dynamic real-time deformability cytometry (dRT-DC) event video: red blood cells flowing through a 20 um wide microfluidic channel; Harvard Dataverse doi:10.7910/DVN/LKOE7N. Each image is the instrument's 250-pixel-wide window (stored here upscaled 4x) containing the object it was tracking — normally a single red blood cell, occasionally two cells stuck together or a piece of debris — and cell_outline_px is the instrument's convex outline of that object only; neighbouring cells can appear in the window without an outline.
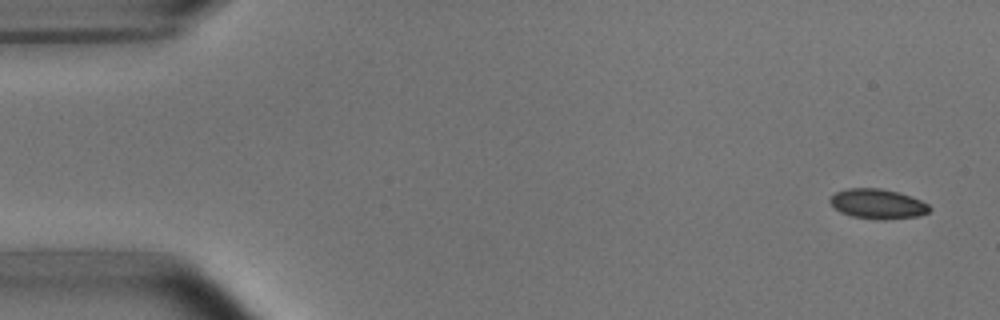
{"species": "common noctule bat (a hibernating species)", "species_latin": "Nyctalus noctula", "temperature_condition": "room temperature", "stored_images_in_passage": 5, "camera_frame_rate_fps": 3000, "um_per_image_px": 0.085, "animal": {"sex": "male", "body_mass_g": 15.6}, "frame": {"image": 1, "passage_image": 1, "time_ms": 0.0, "image_size_px": [1000, 320], "cell_outline_px": [[932, 208], [928, 212], [920, 216], [884, 220], [880, 220], [852, 216], [840, 212], [828, 200], [836, 192], [848, 188], [880, 188], [896, 192], [920, 200], [928, 204]], "centroid_in_image_um": [74.61, 17.34], "position_along_channel_um": 10.4, "area_um2": 17.17}}
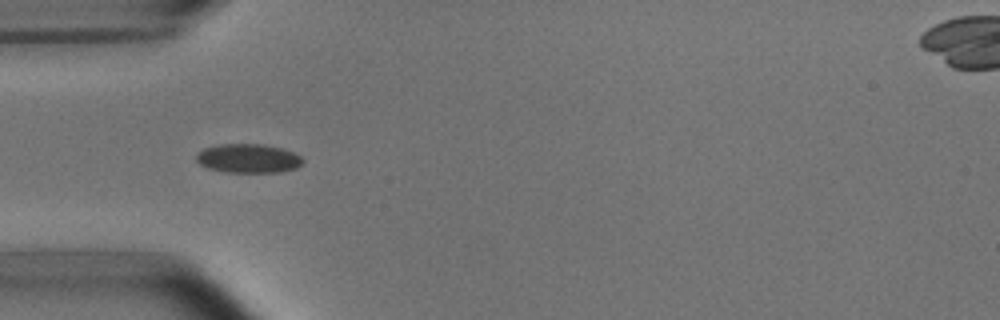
{"frame": {"image": 2, "passage_image": 5, "time_ms": 4.667, "image_size_px": [1000, 320], "cell_outline_px": [[304, 164], [296, 168], [280, 172], [224, 172], [208, 168], [200, 164], [196, 160], [196, 152], [204, 148], [220, 144], [264, 144], [280, 148], [292, 152], [300, 156], [304, 160]], "centroid_in_image_um": [21.1, 13.46], "position_along_channel_um": 63.9, "area_um2": 18.09}}